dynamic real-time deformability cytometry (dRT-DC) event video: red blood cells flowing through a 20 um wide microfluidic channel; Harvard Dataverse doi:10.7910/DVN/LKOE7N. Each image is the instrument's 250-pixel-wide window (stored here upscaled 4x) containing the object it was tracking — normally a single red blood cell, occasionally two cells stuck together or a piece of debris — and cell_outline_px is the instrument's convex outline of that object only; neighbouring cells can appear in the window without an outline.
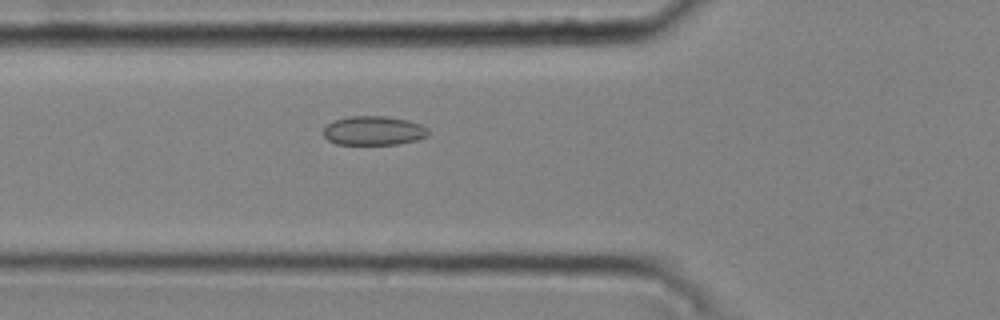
{"species": "common noctule bat (a hibernating species)", "species_latin": "Nyctalus noctula", "temperature_condition": "cold", "stored_images_in_passage": 47, "camera_frame_rate_fps": 3000, "um_per_image_px": 0.085, "animal": {"sex": "male", "body_mass_g": 20.4}, "frame": {"image": 1, "passage_image": 19, "time_ms": 6.0, "image_size_px": [1000, 320], "cell_outline_px": [[428, 136], [416, 140], [396, 144], [336, 144], [328, 140], [324, 136], [324, 128], [328, 124], [336, 120], [348, 116], [384, 116], [408, 120], [420, 124], [428, 128]], "centroid_in_image_um": [31.77, 11.1], "position_along_channel_um": 94.0, "area_um2": 17.69}}
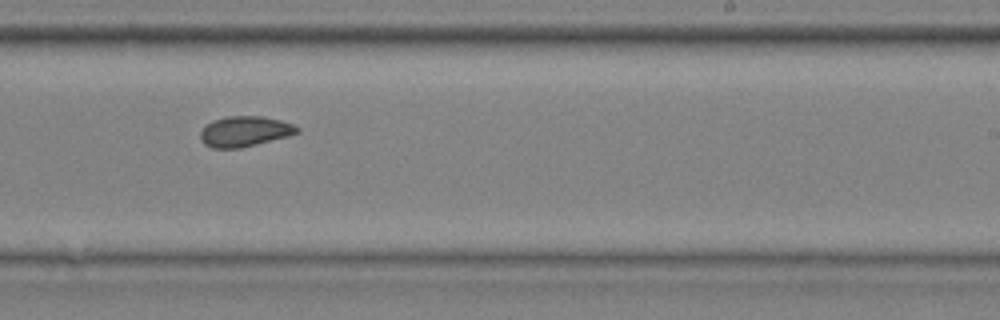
{"frame": {"image": 2, "passage_image": 33, "time_ms": 10.667, "image_size_px": [1000, 320], "cell_outline_px": [[300, 132], [288, 136], [240, 148], [212, 148], [204, 144], [200, 140], [200, 132], [212, 120], [228, 116], [260, 116], [280, 120], [292, 124], [300, 128]], "centroid_in_image_um": [20.79, 11.17], "position_along_channel_um": 268.2, "area_um2": 17.05}}
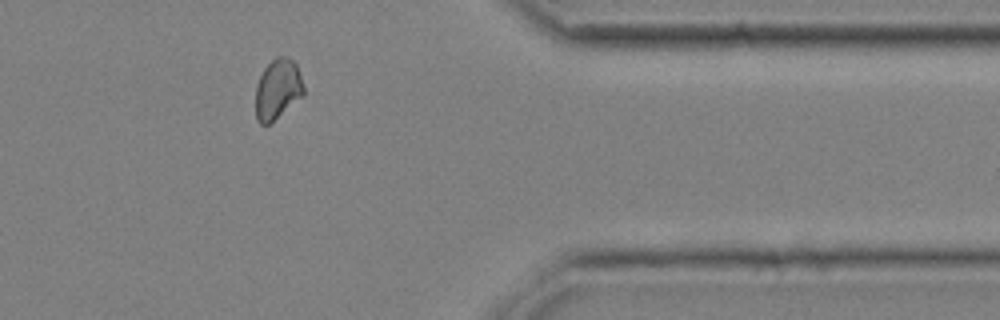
{"frame": {"image": 3, "passage_image": 44, "time_ms": 14.333, "image_size_px": [1000, 320], "cell_outline_px": [[304, 96], [268, 124], [260, 124], [256, 120], [256, 84], [264, 68], [276, 56], [288, 56], [296, 64], [304, 88]], "centroid_in_image_um": [23.6, 7.57], "position_along_channel_um": 387.8, "area_um2": 16.82}, "authors_computed_cell_mechanics": {"area_um2": 17.4556, "velocity_mm_per_s": 3.7314, "shape_relaxation_time_tau1_ms": 7.4886, "shape_relaxation_time_tau2_ms": 3.3664, "deformation_change_tau1": 0.0777, "deformation_change_tau2": 0.0641}}